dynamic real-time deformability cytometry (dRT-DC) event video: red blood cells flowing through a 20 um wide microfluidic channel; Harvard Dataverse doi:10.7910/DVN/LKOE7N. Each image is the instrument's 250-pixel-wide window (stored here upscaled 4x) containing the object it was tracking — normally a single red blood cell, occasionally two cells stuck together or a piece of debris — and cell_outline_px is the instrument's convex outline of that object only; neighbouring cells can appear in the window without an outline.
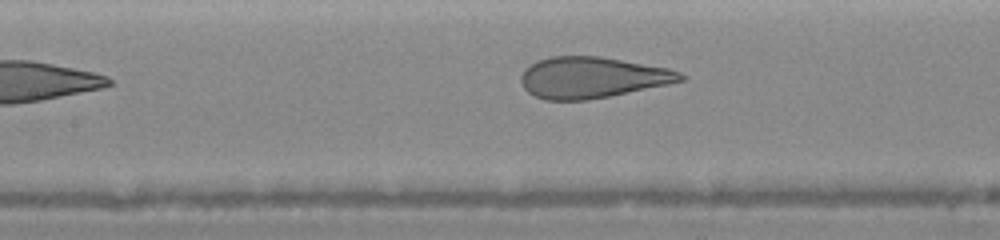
{"species": "human", "species_latin": "Homo sapiens", "temperature_condition": "warm", "stored_images_in_passage": 9, "segment_of_instrument_passage": [2, 2], "camera_frame_rate_fps": 3000, "um_per_image_px": 0.085, "donor": {"sex": "female"}, "frame": {"image": 1, "passage_image": 9, "time_ms": 6.0, "image_size_px": [1000, 240], "cell_outline_px": [[688, 76], [684, 80], [668, 84], [588, 100], [544, 100], [528, 92], [524, 88], [520, 80], [520, 76], [524, 68], [536, 60], [552, 56], [600, 56], [668, 68], [680, 72]], "centroid_in_image_um": [50.3, 6.58], "position_along_channel_um": 157.1, "area_um2": 38.26}}